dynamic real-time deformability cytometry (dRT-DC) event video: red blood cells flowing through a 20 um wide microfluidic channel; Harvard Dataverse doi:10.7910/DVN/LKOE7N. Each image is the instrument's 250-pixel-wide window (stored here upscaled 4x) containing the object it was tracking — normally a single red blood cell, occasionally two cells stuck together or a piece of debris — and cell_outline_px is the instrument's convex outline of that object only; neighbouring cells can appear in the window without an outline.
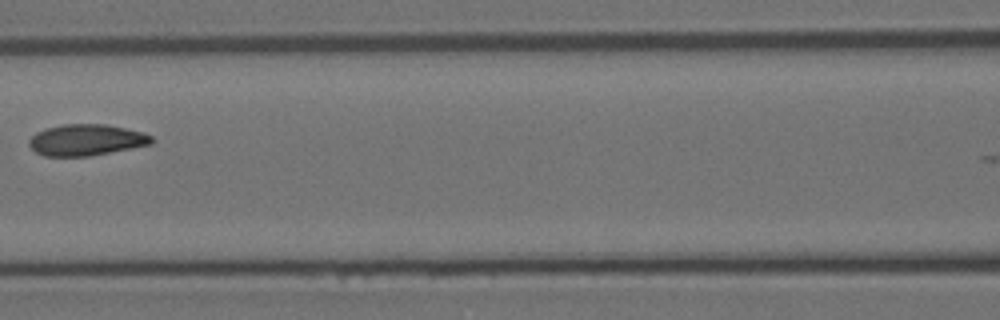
{"species": "Egyptian fruit bat (a non-hibernating species)", "species_latin": "Rousettus aegyptiacus", "temperature_condition": "room temperature", "stored_images_in_passage": 3, "camera_frame_rate_fps": 3000, "um_per_image_px": 0.085, "animal": {"sex": "female"}, "frame": {"image": 1, "passage_image": 3, "time_ms": 3.333, "image_size_px": [1000, 320], "cell_outline_px": [[152, 144], [132, 148], [88, 156], [44, 156], [36, 152], [28, 144], [28, 140], [36, 132], [44, 128], [64, 124], [104, 124], [144, 132], [152, 136]], "centroid_in_image_um": [7.31, 11.89], "position_along_channel_um": 159.3, "area_um2": 22.31}}